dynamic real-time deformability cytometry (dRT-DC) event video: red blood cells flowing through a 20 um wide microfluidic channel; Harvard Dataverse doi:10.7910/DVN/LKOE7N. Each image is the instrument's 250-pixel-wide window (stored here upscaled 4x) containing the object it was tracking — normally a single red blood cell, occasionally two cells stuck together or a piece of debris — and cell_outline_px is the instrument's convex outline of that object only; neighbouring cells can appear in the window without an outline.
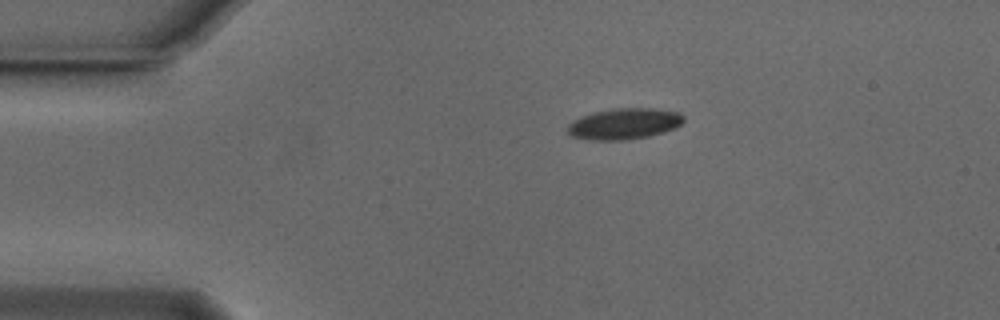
{"species": "Egyptian fruit bat (a non-hibernating species)", "species_latin": "Rousettus aegyptiacus", "temperature_condition": "cold", "stored_images_in_passage": 7, "camera_frame_rate_fps": 3000, "um_per_image_px": 0.085, "animal": {"sex": "male"}, "frame": {"image": 1, "passage_image": 1, "time_ms": 0.0, "image_size_px": [1000, 320], "cell_outline_px": [[684, 120], [676, 128], [664, 132], [648, 136], [624, 140], [588, 140], [568, 136], [568, 124], [572, 120], [580, 116], [592, 112], [612, 108], [652, 108], [680, 112], [684, 116]], "centroid_in_image_um": [53.02, 10.52], "position_along_channel_um": 32.0, "area_um2": 21.33}}